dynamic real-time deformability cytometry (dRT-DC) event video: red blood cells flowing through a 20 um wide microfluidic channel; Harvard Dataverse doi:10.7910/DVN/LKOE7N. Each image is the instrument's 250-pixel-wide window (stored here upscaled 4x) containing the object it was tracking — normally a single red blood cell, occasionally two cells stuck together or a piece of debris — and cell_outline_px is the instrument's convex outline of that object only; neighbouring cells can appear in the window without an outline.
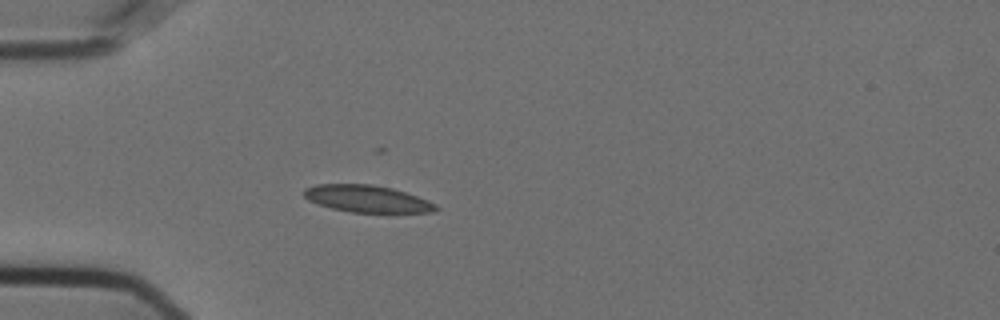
{"species": "Egyptian fruit bat (a non-hibernating species)", "species_latin": "Rousettus aegyptiacus", "temperature_condition": "cold", "stored_images_in_passage": 48, "camera_frame_rate_fps": 3000, "um_per_image_px": 0.085, "animal": {"sex": "female"}, "frame": {"image": 1, "passage_image": 7, "time_ms": 2.0, "image_size_px": [1000, 320], "cell_outline_px": [[440, 208], [432, 212], [352, 212], [332, 208], [308, 200], [304, 196], [304, 188], [316, 184], [372, 184], [392, 188], [428, 200], [436, 204]], "centroid_in_image_um": [31.2, 16.89], "position_along_channel_um": 53.8, "area_um2": 20.58}}
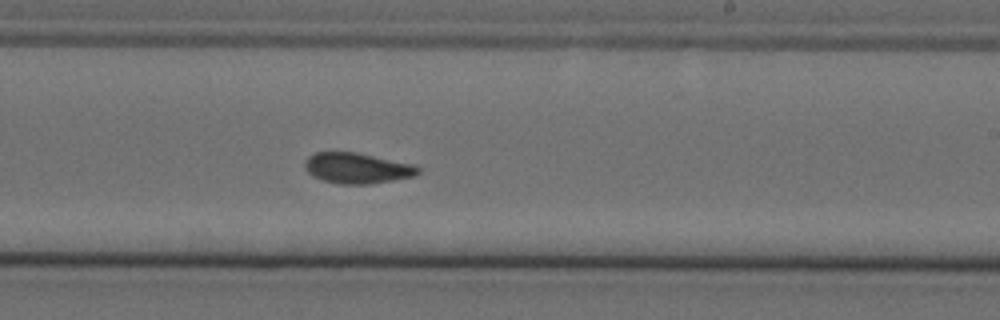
{"frame": {"image": 2, "passage_image": 25, "time_ms": 8.0, "image_size_px": [1000, 320], "cell_outline_px": [[420, 172], [416, 176], [368, 184], [340, 184], [324, 180], [312, 176], [304, 168], [304, 160], [308, 156], [316, 152], [356, 152], [416, 164], [420, 168]], "centroid_in_image_um": [30.37, 14.28], "position_along_channel_um": 258.6, "area_um2": 20.4}}
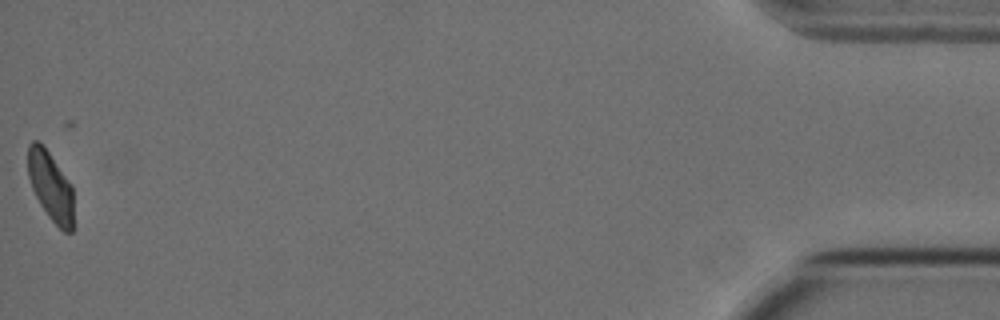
{"frame": {"image": 3, "passage_image": 47, "time_ms": 15.333, "image_size_px": [1000, 320], "cell_outline_px": [[72, 232], [64, 232], [48, 216], [40, 204], [32, 188], [28, 176], [28, 144], [32, 140], [36, 140], [48, 152], [72, 184]], "centroid_in_image_um": [4.29, 15.82], "position_along_channel_um": 430.9, "area_um2": 18.09}, "authors_computed_cell_mechanics": {"area_um2": 20.1722, "velocity_mm_per_s": 3.6008, "shape_relaxation_time_tau1_ms": null, "shape_relaxation_time_tau2_ms": 2.054, "deformation_change_tau1": null, "deformation_change_tau2": 0.0794}}